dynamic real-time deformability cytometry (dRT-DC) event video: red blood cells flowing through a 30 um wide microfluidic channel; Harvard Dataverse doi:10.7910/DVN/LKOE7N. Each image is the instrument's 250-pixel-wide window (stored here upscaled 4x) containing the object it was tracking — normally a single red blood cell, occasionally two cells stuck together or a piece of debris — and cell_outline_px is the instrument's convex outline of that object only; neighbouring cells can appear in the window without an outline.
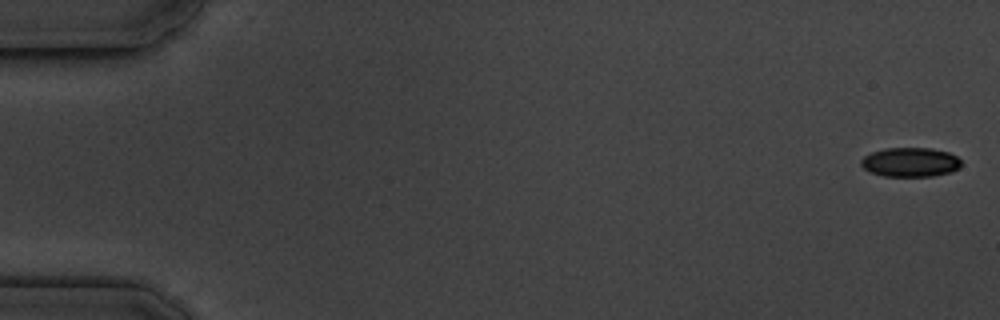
{"species": "common noctule bat (a hibernating species)", "species_latin": "Nyctalus noctula", "temperature_condition": "cold", "stored_images_in_passage": 5, "camera_frame_rate_fps": 3000, "um_per_image_px": 0.085, "animal": {"sex": "male", "body_mass_g": 19.5, "forearm_length_mm": 54.6}, "frame": {"image": 1, "passage_image": 1, "time_ms": 0.0, "image_size_px": [1000, 320], "cell_outline_px": [[960, 168], [952, 172], [932, 176], [884, 176], [868, 172], [860, 164], [860, 160], [864, 156], [872, 152], [884, 148], [932, 148], [948, 152], [956, 156], [960, 160]], "centroid_in_image_um": [77.36, 13.78], "position_along_channel_um": 7.6, "area_um2": 17.22}}
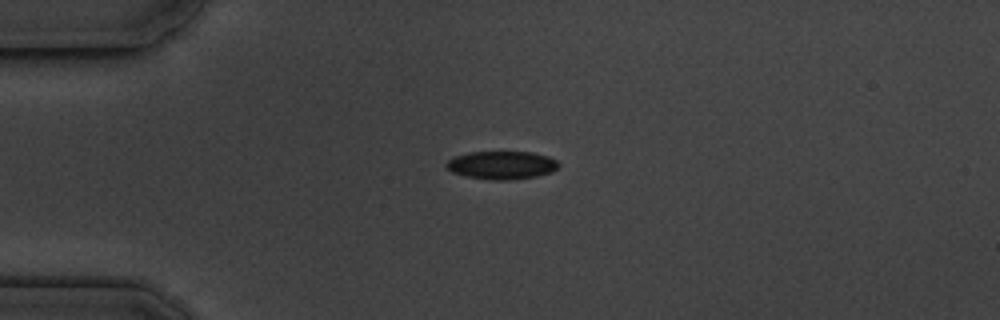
{"frame": {"image": 2, "passage_image": 5, "time_ms": 4.333, "image_size_px": [1000, 320], "cell_outline_px": [[560, 168], [552, 172], [536, 176], [512, 180], [488, 180], [464, 176], [452, 172], [444, 168], [444, 164], [452, 156], [468, 152], [532, 152], [548, 156], [556, 160], [560, 164]], "centroid_in_image_um": [42.61, 14.04], "position_along_channel_um": 42.4, "area_um2": 18.84}}